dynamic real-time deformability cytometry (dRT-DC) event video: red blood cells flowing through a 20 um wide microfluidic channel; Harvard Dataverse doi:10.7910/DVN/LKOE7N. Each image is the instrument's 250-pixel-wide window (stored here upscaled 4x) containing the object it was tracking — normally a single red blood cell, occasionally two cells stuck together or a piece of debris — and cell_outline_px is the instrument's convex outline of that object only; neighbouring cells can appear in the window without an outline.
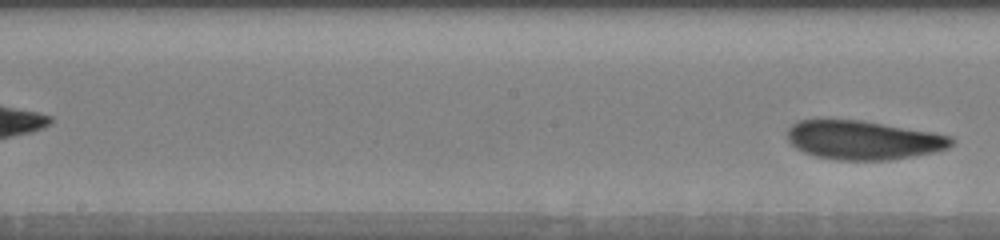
{"species": "human", "species_latin": "Homo sapiens", "temperature_condition": "warm", "stored_images_in_passage": 20, "segment_of_instrument_passage": [2, 2], "camera_frame_rate_fps": 3000, "um_per_image_px": 0.085, "donor": {"sex": "male"}, "frame": {"image": 1, "passage_image": 20, "time_ms": 5.667, "image_size_px": [1000, 240], "cell_outline_px": [[952, 144], [948, 148], [936, 152], [888, 160], [836, 160], [816, 156], [804, 152], [796, 148], [788, 140], [788, 128], [792, 124], [800, 120], [860, 120], [932, 132], [952, 136]], "centroid_in_image_um": [73.38, 11.91], "position_along_channel_um": 174.8, "area_um2": 36.99}}